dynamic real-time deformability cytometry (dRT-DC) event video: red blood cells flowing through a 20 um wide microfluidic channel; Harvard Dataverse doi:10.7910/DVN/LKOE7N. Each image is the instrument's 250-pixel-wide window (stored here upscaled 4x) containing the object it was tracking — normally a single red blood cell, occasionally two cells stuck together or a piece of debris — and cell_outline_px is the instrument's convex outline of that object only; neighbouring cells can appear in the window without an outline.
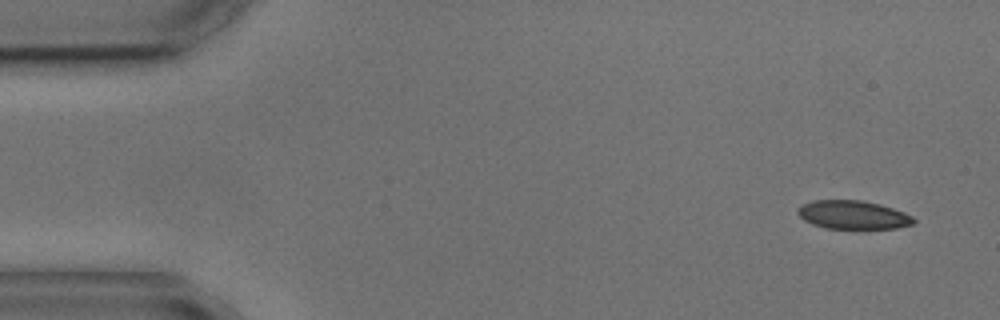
{"species": "common noctule bat (a hibernating species)", "species_latin": "Nyctalus noctula", "temperature_condition": "cold", "stored_images_in_passage": 12, "camera_frame_rate_fps": 3000, "um_per_image_px": 0.085, "animal": {"sex": "male", "body_mass_g": 17.9, "forearm_length_mm": 54.2}, "frame": {"image": 1, "passage_image": 1, "time_ms": 0.0, "image_size_px": [1000, 320], "cell_outline_px": [[916, 220], [912, 224], [896, 228], [824, 228], [812, 224], [804, 220], [796, 212], [804, 204], [812, 200], [864, 200], [880, 204], [904, 212], [912, 216]], "centroid_in_image_um": [72.51, 18.25], "position_along_channel_um": 12.5, "area_um2": 19.13}}
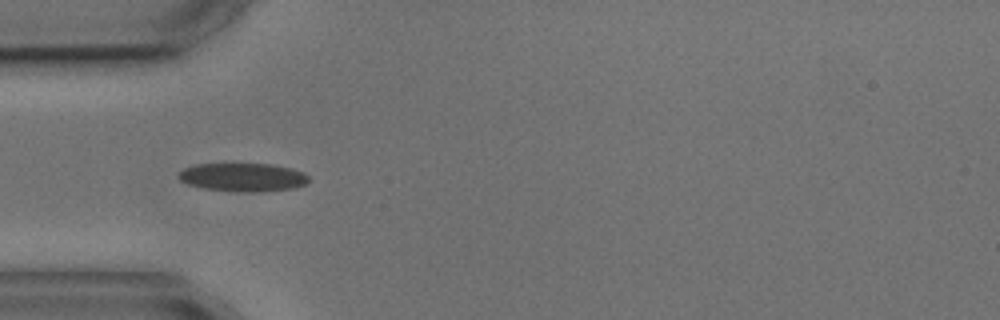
{"frame": {"image": 2, "passage_image": 4, "time_ms": 4.333, "image_size_px": [1000, 320], "cell_outline_px": [[308, 180], [304, 184], [292, 188], [264, 192], [244, 192], [204, 188], [188, 184], [180, 180], [176, 176], [184, 168], [196, 164], [272, 164], [292, 168], [304, 172], [308, 176]], "centroid_in_image_um": [20.65, 15.06], "position_along_channel_um": 64.4, "area_um2": 21.5}}
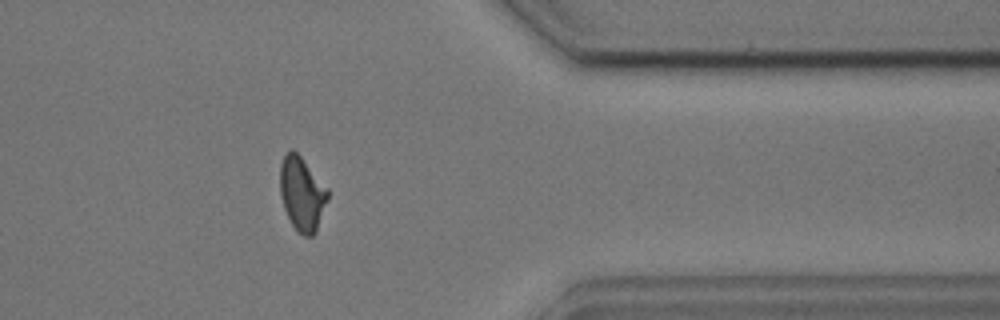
{"frame": {"image": 3, "passage_image": 12, "time_ms": 13.667, "image_size_px": [1000, 320], "cell_outline_px": [[328, 200], [316, 232], [312, 236], [304, 236], [296, 232], [284, 208], [280, 196], [280, 164], [284, 156], [292, 148], [300, 156], [328, 188]], "centroid_in_image_um": [25.67, 16.49], "position_along_channel_um": 385.7, "area_um2": 20.58}, "authors_computed_cell_mechanics": {"area_um2": 20.6346, "velocity_mm_per_s": 3.612, "shape_relaxation_time_tau1_ms": 2.2577, "shape_relaxation_time_tau2_ms": null, "deformation_change_tau1": 0.0912, "deformation_change_tau2": null}}